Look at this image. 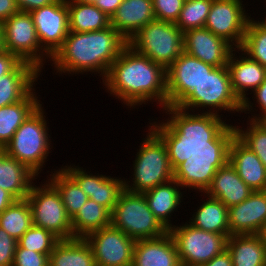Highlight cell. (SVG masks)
<instances>
[{
  "label": "cell",
  "mask_w": 266,
  "mask_h": 266,
  "mask_svg": "<svg viewBox=\"0 0 266 266\" xmlns=\"http://www.w3.org/2000/svg\"><path fill=\"white\" fill-rule=\"evenodd\" d=\"M17 240L0 227V266H12Z\"/></svg>",
  "instance_id": "cell-40"
},
{
  "label": "cell",
  "mask_w": 266,
  "mask_h": 266,
  "mask_svg": "<svg viewBox=\"0 0 266 266\" xmlns=\"http://www.w3.org/2000/svg\"><path fill=\"white\" fill-rule=\"evenodd\" d=\"M242 104L232 89L227 65L215 67L169 113L170 118L165 121L187 128L199 138H205L214 130L230 127V124H226V120L221 118L223 116L219 115V111L239 113L242 112ZM205 108L207 111L204 112ZM196 109L197 111L200 109L199 112L202 109L203 111L201 114L199 112L195 114Z\"/></svg>",
  "instance_id": "cell-2"
},
{
  "label": "cell",
  "mask_w": 266,
  "mask_h": 266,
  "mask_svg": "<svg viewBox=\"0 0 266 266\" xmlns=\"http://www.w3.org/2000/svg\"><path fill=\"white\" fill-rule=\"evenodd\" d=\"M42 104L16 130L5 146L6 154L27 166L37 176L46 163L52 143Z\"/></svg>",
  "instance_id": "cell-6"
},
{
  "label": "cell",
  "mask_w": 266,
  "mask_h": 266,
  "mask_svg": "<svg viewBox=\"0 0 266 266\" xmlns=\"http://www.w3.org/2000/svg\"><path fill=\"white\" fill-rule=\"evenodd\" d=\"M185 0H152L156 20L176 23Z\"/></svg>",
  "instance_id": "cell-38"
},
{
  "label": "cell",
  "mask_w": 266,
  "mask_h": 266,
  "mask_svg": "<svg viewBox=\"0 0 266 266\" xmlns=\"http://www.w3.org/2000/svg\"><path fill=\"white\" fill-rule=\"evenodd\" d=\"M174 240L180 263L200 266L227 249L230 235L195 228L189 222L168 230Z\"/></svg>",
  "instance_id": "cell-11"
},
{
  "label": "cell",
  "mask_w": 266,
  "mask_h": 266,
  "mask_svg": "<svg viewBox=\"0 0 266 266\" xmlns=\"http://www.w3.org/2000/svg\"><path fill=\"white\" fill-rule=\"evenodd\" d=\"M215 67L182 52L166 70L167 115L210 73Z\"/></svg>",
  "instance_id": "cell-14"
},
{
  "label": "cell",
  "mask_w": 266,
  "mask_h": 266,
  "mask_svg": "<svg viewBox=\"0 0 266 266\" xmlns=\"http://www.w3.org/2000/svg\"><path fill=\"white\" fill-rule=\"evenodd\" d=\"M183 37L175 23L155 19L132 36L128 45L167 70L184 51Z\"/></svg>",
  "instance_id": "cell-8"
},
{
  "label": "cell",
  "mask_w": 266,
  "mask_h": 266,
  "mask_svg": "<svg viewBox=\"0 0 266 266\" xmlns=\"http://www.w3.org/2000/svg\"><path fill=\"white\" fill-rule=\"evenodd\" d=\"M110 225L134 240L154 239L168 232L149 209L145 196L125 189L111 211Z\"/></svg>",
  "instance_id": "cell-7"
},
{
  "label": "cell",
  "mask_w": 266,
  "mask_h": 266,
  "mask_svg": "<svg viewBox=\"0 0 266 266\" xmlns=\"http://www.w3.org/2000/svg\"><path fill=\"white\" fill-rule=\"evenodd\" d=\"M3 50H5L4 37H3V27H2V23L0 22V52H2Z\"/></svg>",
  "instance_id": "cell-50"
},
{
  "label": "cell",
  "mask_w": 266,
  "mask_h": 266,
  "mask_svg": "<svg viewBox=\"0 0 266 266\" xmlns=\"http://www.w3.org/2000/svg\"><path fill=\"white\" fill-rule=\"evenodd\" d=\"M59 241L60 239L52 232L32 225L17 241V244L24 249L50 254Z\"/></svg>",
  "instance_id": "cell-37"
},
{
  "label": "cell",
  "mask_w": 266,
  "mask_h": 266,
  "mask_svg": "<svg viewBox=\"0 0 266 266\" xmlns=\"http://www.w3.org/2000/svg\"><path fill=\"white\" fill-rule=\"evenodd\" d=\"M110 92L128 106L157 102L167 113L166 69L149 57L134 51L129 45L111 64L102 81Z\"/></svg>",
  "instance_id": "cell-3"
},
{
  "label": "cell",
  "mask_w": 266,
  "mask_h": 266,
  "mask_svg": "<svg viewBox=\"0 0 266 266\" xmlns=\"http://www.w3.org/2000/svg\"><path fill=\"white\" fill-rule=\"evenodd\" d=\"M240 49L266 68V27L250 17Z\"/></svg>",
  "instance_id": "cell-35"
},
{
  "label": "cell",
  "mask_w": 266,
  "mask_h": 266,
  "mask_svg": "<svg viewBox=\"0 0 266 266\" xmlns=\"http://www.w3.org/2000/svg\"><path fill=\"white\" fill-rule=\"evenodd\" d=\"M249 122V123H248ZM247 128L230 125L228 128L245 146L253 151L266 167V132L254 121L248 120ZM245 129V130H244Z\"/></svg>",
  "instance_id": "cell-36"
},
{
  "label": "cell",
  "mask_w": 266,
  "mask_h": 266,
  "mask_svg": "<svg viewBox=\"0 0 266 266\" xmlns=\"http://www.w3.org/2000/svg\"><path fill=\"white\" fill-rule=\"evenodd\" d=\"M191 165L195 174L193 189L220 200L228 208L240 204L254 192L205 138H199L194 144Z\"/></svg>",
  "instance_id": "cell-5"
},
{
  "label": "cell",
  "mask_w": 266,
  "mask_h": 266,
  "mask_svg": "<svg viewBox=\"0 0 266 266\" xmlns=\"http://www.w3.org/2000/svg\"><path fill=\"white\" fill-rule=\"evenodd\" d=\"M227 250L233 266H266V247L258 234L229 236Z\"/></svg>",
  "instance_id": "cell-26"
},
{
  "label": "cell",
  "mask_w": 266,
  "mask_h": 266,
  "mask_svg": "<svg viewBox=\"0 0 266 266\" xmlns=\"http://www.w3.org/2000/svg\"><path fill=\"white\" fill-rule=\"evenodd\" d=\"M231 235L258 234L266 223V190L254 191L240 204L228 208Z\"/></svg>",
  "instance_id": "cell-21"
},
{
  "label": "cell",
  "mask_w": 266,
  "mask_h": 266,
  "mask_svg": "<svg viewBox=\"0 0 266 266\" xmlns=\"http://www.w3.org/2000/svg\"><path fill=\"white\" fill-rule=\"evenodd\" d=\"M80 187V189L97 204L107 208L110 212L120 193L124 190V180L103 174L86 172L79 165H67L62 168ZM90 173V174H89Z\"/></svg>",
  "instance_id": "cell-19"
},
{
  "label": "cell",
  "mask_w": 266,
  "mask_h": 266,
  "mask_svg": "<svg viewBox=\"0 0 266 266\" xmlns=\"http://www.w3.org/2000/svg\"><path fill=\"white\" fill-rule=\"evenodd\" d=\"M22 60L13 53L3 50L0 52V78L8 73H11Z\"/></svg>",
  "instance_id": "cell-41"
},
{
  "label": "cell",
  "mask_w": 266,
  "mask_h": 266,
  "mask_svg": "<svg viewBox=\"0 0 266 266\" xmlns=\"http://www.w3.org/2000/svg\"><path fill=\"white\" fill-rule=\"evenodd\" d=\"M41 71L22 61L11 73L0 78V107L23 100L38 81ZM37 80V81H36Z\"/></svg>",
  "instance_id": "cell-24"
},
{
  "label": "cell",
  "mask_w": 266,
  "mask_h": 266,
  "mask_svg": "<svg viewBox=\"0 0 266 266\" xmlns=\"http://www.w3.org/2000/svg\"><path fill=\"white\" fill-rule=\"evenodd\" d=\"M123 0H97L94 5L108 17H112Z\"/></svg>",
  "instance_id": "cell-45"
},
{
  "label": "cell",
  "mask_w": 266,
  "mask_h": 266,
  "mask_svg": "<svg viewBox=\"0 0 266 266\" xmlns=\"http://www.w3.org/2000/svg\"><path fill=\"white\" fill-rule=\"evenodd\" d=\"M205 139L231 164L253 191L266 190V167L228 128L214 130Z\"/></svg>",
  "instance_id": "cell-9"
},
{
  "label": "cell",
  "mask_w": 266,
  "mask_h": 266,
  "mask_svg": "<svg viewBox=\"0 0 266 266\" xmlns=\"http://www.w3.org/2000/svg\"><path fill=\"white\" fill-rule=\"evenodd\" d=\"M32 15L41 48L52 58L69 33L67 0L34 9Z\"/></svg>",
  "instance_id": "cell-17"
},
{
  "label": "cell",
  "mask_w": 266,
  "mask_h": 266,
  "mask_svg": "<svg viewBox=\"0 0 266 266\" xmlns=\"http://www.w3.org/2000/svg\"><path fill=\"white\" fill-rule=\"evenodd\" d=\"M127 46L128 41L111 25L97 31H69L62 47L48 61L59 75L92 72L104 80L111 64Z\"/></svg>",
  "instance_id": "cell-4"
},
{
  "label": "cell",
  "mask_w": 266,
  "mask_h": 266,
  "mask_svg": "<svg viewBox=\"0 0 266 266\" xmlns=\"http://www.w3.org/2000/svg\"><path fill=\"white\" fill-rule=\"evenodd\" d=\"M48 181L60 193L68 216L72 219L87 202L89 197L80 189L79 185L62 169L55 170L48 175Z\"/></svg>",
  "instance_id": "cell-32"
},
{
  "label": "cell",
  "mask_w": 266,
  "mask_h": 266,
  "mask_svg": "<svg viewBox=\"0 0 266 266\" xmlns=\"http://www.w3.org/2000/svg\"><path fill=\"white\" fill-rule=\"evenodd\" d=\"M213 0H185L176 26L185 33L205 27Z\"/></svg>",
  "instance_id": "cell-34"
},
{
  "label": "cell",
  "mask_w": 266,
  "mask_h": 266,
  "mask_svg": "<svg viewBox=\"0 0 266 266\" xmlns=\"http://www.w3.org/2000/svg\"><path fill=\"white\" fill-rule=\"evenodd\" d=\"M6 155L5 147L0 146V160Z\"/></svg>",
  "instance_id": "cell-52"
},
{
  "label": "cell",
  "mask_w": 266,
  "mask_h": 266,
  "mask_svg": "<svg viewBox=\"0 0 266 266\" xmlns=\"http://www.w3.org/2000/svg\"><path fill=\"white\" fill-rule=\"evenodd\" d=\"M19 11L15 0H0V22L2 23Z\"/></svg>",
  "instance_id": "cell-44"
},
{
  "label": "cell",
  "mask_w": 266,
  "mask_h": 266,
  "mask_svg": "<svg viewBox=\"0 0 266 266\" xmlns=\"http://www.w3.org/2000/svg\"><path fill=\"white\" fill-rule=\"evenodd\" d=\"M235 52H240L242 55H235ZM227 67L230 74L232 89L238 99L243 103L242 113L244 112L247 114L246 111L251 112V110L254 112L253 107L255 106H253L254 103L250 101V98L246 96L249 94L247 91L249 92V89H251L250 91L252 93L261 85L266 76V68L259 62L251 59L240 48L232 50L227 62Z\"/></svg>",
  "instance_id": "cell-18"
},
{
  "label": "cell",
  "mask_w": 266,
  "mask_h": 266,
  "mask_svg": "<svg viewBox=\"0 0 266 266\" xmlns=\"http://www.w3.org/2000/svg\"><path fill=\"white\" fill-rule=\"evenodd\" d=\"M110 218L107 208L89 198L71 219L73 238H85L95 230L110 226Z\"/></svg>",
  "instance_id": "cell-31"
},
{
  "label": "cell",
  "mask_w": 266,
  "mask_h": 266,
  "mask_svg": "<svg viewBox=\"0 0 266 266\" xmlns=\"http://www.w3.org/2000/svg\"><path fill=\"white\" fill-rule=\"evenodd\" d=\"M2 27L5 50L42 72L45 60L51 57L41 48L30 12L18 11L3 21Z\"/></svg>",
  "instance_id": "cell-12"
},
{
  "label": "cell",
  "mask_w": 266,
  "mask_h": 266,
  "mask_svg": "<svg viewBox=\"0 0 266 266\" xmlns=\"http://www.w3.org/2000/svg\"><path fill=\"white\" fill-rule=\"evenodd\" d=\"M69 13V31L90 32L108 28L110 17L94 4H84L67 0Z\"/></svg>",
  "instance_id": "cell-30"
},
{
  "label": "cell",
  "mask_w": 266,
  "mask_h": 266,
  "mask_svg": "<svg viewBox=\"0 0 266 266\" xmlns=\"http://www.w3.org/2000/svg\"><path fill=\"white\" fill-rule=\"evenodd\" d=\"M40 102L34 88L23 100L0 107V146L5 147L11 141L16 130Z\"/></svg>",
  "instance_id": "cell-27"
},
{
  "label": "cell",
  "mask_w": 266,
  "mask_h": 266,
  "mask_svg": "<svg viewBox=\"0 0 266 266\" xmlns=\"http://www.w3.org/2000/svg\"><path fill=\"white\" fill-rule=\"evenodd\" d=\"M49 266H96L91 246L84 238L60 240L49 255Z\"/></svg>",
  "instance_id": "cell-29"
},
{
  "label": "cell",
  "mask_w": 266,
  "mask_h": 266,
  "mask_svg": "<svg viewBox=\"0 0 266 266\" xmlns=\"http://www.w3.org/2000/svg\"><path fill=\"white\" fill-rule=\"evenodd\" d=\"M19 11L31 12L34 9L53 4L57 0H15Z\"/></svg>",
  "instance_id": "cell-43"
},
{
  "label": "cell",
  "mask_w": 266,
  "mask_h": 266,
  "mask_svg": "<svg viewBox=\"0 0 266 266\" xmlns=\"http://www.w3.org/2000/svg\"><path fill=\"white\" fill-rule=\"evenodd\" d=\"M205 198L206 201L202 202L188 222L204 231L230 235L228 207L215 198L209 196Z\"/></svg>",
  "instance_id": "cell-28"
},
{
  "label": "cell",
  "mask_w": 266,
  "mask_h": 266,
  "mask_svg": "<svg viewBox=\"0 0 266 266\" xmlns=\"http://www.w3.org/2000/svg\"><path fill=\"white\" fill-rule=\"evenodd\" d=\"M43 183L41 186L34 183L26 198L31 208L33 225L52 232L60 240L73 239L71 218L60 193L48 180Z\"/></svg>",
  "instance_id": "cell-10"
},
{
  "label": "cell",
  "mask_w": 266,
  "mask_h": 266,
  "mask_svg": "<svg viewBox=\"0 0 266 266\" xmlns=\"http://www.w3.org/2000/svg\"><path fill=\"white\" fill-rule=\"evenodd\" d=\"M183 47L187 54L214 67L226 66L234 49L228 42L205 27L186 31Z\"/></svg>",
  "instance_id": "cell-20"
},
{
  "label": "cell",
  "mask_w": 266,
  "mask_h": 266,
  "mask_svg": "<svg viewBox=\"0 0 266 266\" xmlns=\"http://www.w3.org/2000/svg\"><path fill=\"white\" fill-rule=\"evenodd\" d=\"M155 19L152 0H123L110 18V24L129 41Z\"/></svg>",
  "instance_id": "cell-23"
},
{
  "label": "cell",
  "mask_w": 266,
  "mask_h": 266,
  "mask_svg": "<svg viewBox=\"0 0 266 266\" xmlns=\"http://www.w3.org/2000/svg\"><path fill=\"white\" fill-rule=\"evenodd\" d=\"M179 264L176 246L169 232L154 239L136 240L132 266H179Z\"/></svg>",
  "instance_id": "cell-22"
},
{
  "label": "cell",
  "mask_w": 266,
  "mask_h": 266,
  "mask_svg": "<svg viewBox=\"0 0 266 266\" xmlns=\"http://www.w3.org/2000/svg\"><path fill=\"white\" fill-rule=\"evenodd\" d=\"M258 235L260 236L262 242L264 243V246L266 247V223L263 225Z\"/></svg>",
  "instance_id": "cell-49"
},
{
  "label": "cell",
  "mask_w": 266,
  "mask_h": 266,
  "mask_svg": "<svg viewBox=\"0 0 266 266\" xmlns=\"http://www.w3.org/2000/svg\"><path fill=\"white\" fill-rule=\"evenodd\" d=\"M16 199L6 190L0 188V213L9 207Z\"/></svg>",
  "instance_id": "cell-47"
},
{
  "label": "cell",
  "mask_w": 266,
  "mask_h": 266,
  "mask_svg": "<svg viewBox=\"0 0 266 266\" xmlns=\"http://www.w3.org/2000/svg\"><path fill=\"white\" fill-rule=\"evenodd\" d=\"M49 255L21 248L17 244L12 266H49Z\"/></svg>",
  "instance_id": "cell-39"
},
{
  "label": "cell",
  "mask_w": 266,
  "mask_h": 266,
  "mask_svg": "<svg viewBox=\"0 0 266 266\" xmlns=\"http://www.w3.org/2000/svg\"><path fill=\"white\" fill-rule=\"evenodd\" d=\"M254 122L266 132V114L258 117Z\"/></svg>",
  "instance_id": "cell-48"
},
{
  "label": "cell",
  "mask_w": 266,
  "mask_h": 266,
  "mask_svg": "<svg viewBox=\"0 0 266 266\" xmlns=\"http://www.w3.org/2000/svg\"><path fill=\"white\" fill-rule=\"evenodd\" d=\"M200 266H233L231 254L226 249L221 254L213 257L209 262Z\"/></svg>",
  "instance_id": "cell-46"
},
{
  "label": "cell",
  "mask_w": 266,
  "mask_h": 266,
  "mask_svg": "<svg viewBox=\"0 0 266 266\" xmlns=\"http://www.w3.org/2000/svg\"><path fill=\"white\" fill-rule=\"evenodd\" d=\"M151 125V126H150ZM133 161V178L124 189L144 193L177 177L190 163L199 137L187 128L165 122H151Z\"/></svg>",
  "instance_id": "cell-1"
},
{
  "label": "cell",
  "mask_w": 266,
  "mask_h": 266,
  "mask_svg": "<svg viewBox=\"0 0 266 266\" xmlns=\"http://www.w3.org/2000/svg\"><path fill=\"white\" fill-rule=\"evenodd\" d=\"M71 1H77L84 4H94L97 0H71Z\"/></svg>",
  "instance_id": "cell-51"
},
{
  "label": "cell",
  "mask_w": 266,
  "mask_h": 266,
  "mask_svg": "<svg viewBox=\"0 0 266 266\" xmlns=\"http://www.w3.org/2000/svg\"><path fill=\"white\" fill-rule=\"evenodd\" d=\"M92 248L96 266H131L136 240L114 226L89 233L84 238Z\"/></svg>",
  "instance_id": "cell-15"
},
{
  "label": "cell",
  "mask_w": 266,
  "mask_h": 266,
  "mask_svg": "<svg viewBox=\"0 0 266 266\" xmlns=\"http://www.w3.org/2000/svg\"><path fill=\"white\" fill-rule=\"evenodd\" d=\"M265 2H266V0H265ZM266 5V4H265ZM260 19V20H259ZM258 19V22L261 24V25H263L264 27H266V17L265 18H263L264 20H261V18H259Z\"/></svg>",
  "instance_id": "cell-53"
},
{
  "label": "cell",
  "mask_w": 266,
  "mask_h": 266,
  "mask_svg": "<svg viewBox=\"0 0 266 266\" xmlns=\"http://www.w3.org/2000/svg\"><path fill=\"white\" fill-rule=\"evenodd\" d=\"M179 266H195V265H187V264L180 263Z\"/></svg>",
  "instance_id": "cell-54"
},
{
  "label": "cell",
  "mask_w": 266,
  "mask_h": 266,
  "mask_svg": "<svg viewBox=\"0 0 266 266\" xmlns=\"http://www.w3.org/2000/svg\"><path fill=\"white\" fill-rule=\"evenodd\" d=\"M195 185V174L191 163L175 178L157 185L156 187L142 193L145 196L148 207L159 222L167 229L174 225L171 223V215L182 206L183 190L193 189ZM182 201V202H181Z\"/></svg>",
  "instance_id": "cell-16"
},
{
  "label": "cell",
  "mask_w": 266,
  "mask_h": 266,
  "mask_svg": "<svg viewBox=\"0 0 266 266\" xmlns=\"http://www.w3.org/2000/svg\"><path fill=\"white\" fill-rule=\"evenodd\" d=\"M37 177L27 166L7 154L0 160V188L16 200L27 198Z\"/></svg>",
  "instance_id": "cell-25"
},
{
  "label": "cell",
  "mask_w": 266,
  "mask_h": 266,
  "mask_svg": "<svg viewBox=\"0 0 266 266\" xmlns=\"http://www.w3.org/2000/svg\"><path fill=\"white\" fill-rule=\"evenodd\" d=\"M242 2V0H213L205 24V28L224 39L234 49L242 46L250 19Z\"/></svg>",
  "instance_id": "cell-13"
},
{
  "label": "cell",
  "mask_w": 266,
  "mask_h": 266,
  "mask_svg": "<svg viewBox=\"0 0 266 266\" xmlns=\"http://www.w3.org/2000/svg\"><path fill=\"white\" fill-rule=\"evenodd\" d=\"M32 225V212L27 199L15 200L0 213V227L17 241Z\"/></svg>",
  "instance_id": "cell-33"
},
{
  "label": "cell",
  "mask_w": 266,
  "mask_h": 266,
  "mask_svg": "<svg viewBox=\"0 0 266 266\" xmlns=\"http://www.w3.org/2000/svg\"><path fill=\"white\" fill-rule=\"evenodd\" d=\"M252 99H255L258 105H256L261 111L259 114H254L253 117H248L249 120L255 121L258 117L266 114V76L261 85L253 91ZM257 115V116H256Z\"/></svg>",
  "instance_id": "cell-42"
}]
</instances>
